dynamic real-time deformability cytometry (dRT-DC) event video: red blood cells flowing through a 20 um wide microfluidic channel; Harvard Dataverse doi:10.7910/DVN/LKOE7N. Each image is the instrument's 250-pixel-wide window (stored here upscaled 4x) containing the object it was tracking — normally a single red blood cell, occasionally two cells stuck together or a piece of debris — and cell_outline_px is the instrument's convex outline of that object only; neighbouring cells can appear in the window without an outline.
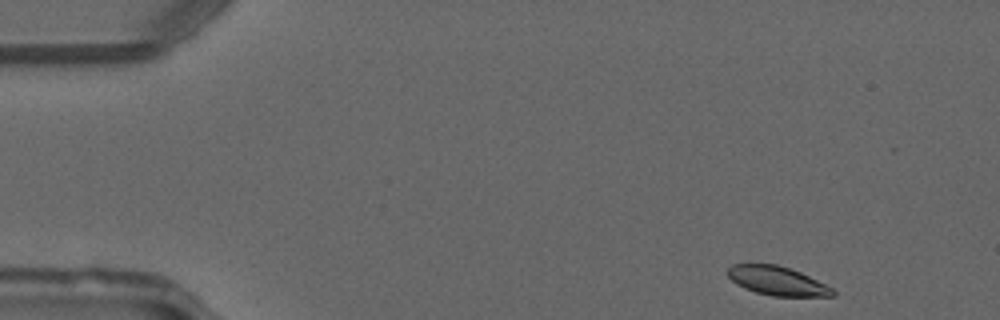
{"species": "common noctule bat (a hibernating species)", "species_latin": "Nyctalus noctula", "temperature_condition": "warm", "stored_images_in_passage": 46, "camera_frame_rate_fps": 3000, "um_per_image_px": 0.085, "animal": {"sex": "male", "forearm_length_mm": 52.5}, "frame": {"image": 1, "passage_image": 1, "time_ms": 0.0, "image_size_px": [1000, 320], "cell_outline_px": [[836, 296], [772, 296], [756, 292], [744, 288], [736, 284], [728, 276], [728, 268], [732, 264], [748, 260], [776, 264], [800, 272], [832, 288], [836, 292]], "centroid_in_image_um": [65.98, 23.82], "position_along_channel_um": 19.0, "area_um2": 18.15}}
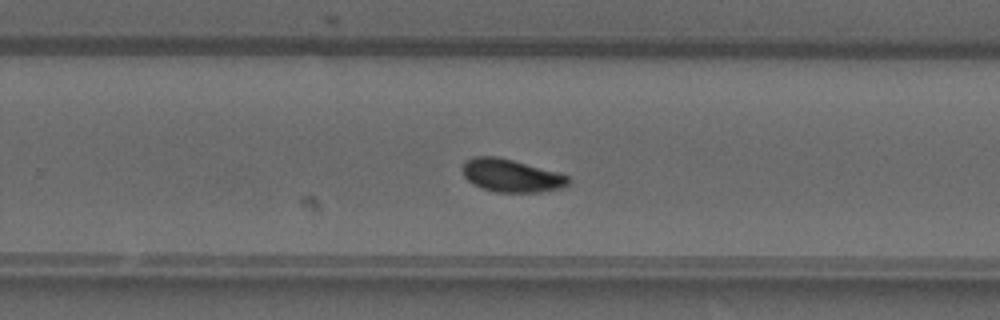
{"frame": {"image": 2, "passage_image": 28, "time_ms": 9.0, "image_size_px": [1000, 320], "cell_outline_px": [[572, 180], [564, 188], [540, 192], [496, 192], [480, 188], [472, 184], [464, 176], [460, 168], [464, 160], [472, 156], [496, 156], [560, 172], [568, 176]], "centroid_in_image_um": [43.44, 14.92], "position_along_channel_um": 286.4, "area_um2": 20.75}}
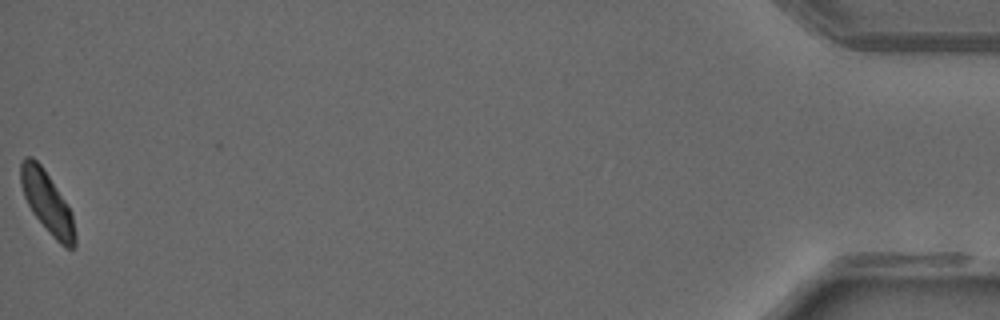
{"frame": {"image": 3, "passage_image": 46, "time_ms": 15.0, "image_size_px": [1000, 320], "cell_outline_px": [[76, 248], [64, 248], [52, 236], [32, 212], [24, 196], [20, 184], [20, 164], [24, 156], [32, 156], [44, 168], [68, 204], [72, 212], [76, 236]], "centroid_in_image_um": [4.02, 17.2], "position_along_channel_um": 431.2, "area_um2": 19.71}, "authors_computed_cell_mechanics": {"area_um2": 19.5942, "velocity_mm_per_s": 4.0904, "shape_relaxation_time_tau1_ms": 4.4441, "shape_relaxation_time_tau2_ms": 5.3496, "deformation_change_tau1": 0.1281, "deformation_change_tau2": 0.0832}}